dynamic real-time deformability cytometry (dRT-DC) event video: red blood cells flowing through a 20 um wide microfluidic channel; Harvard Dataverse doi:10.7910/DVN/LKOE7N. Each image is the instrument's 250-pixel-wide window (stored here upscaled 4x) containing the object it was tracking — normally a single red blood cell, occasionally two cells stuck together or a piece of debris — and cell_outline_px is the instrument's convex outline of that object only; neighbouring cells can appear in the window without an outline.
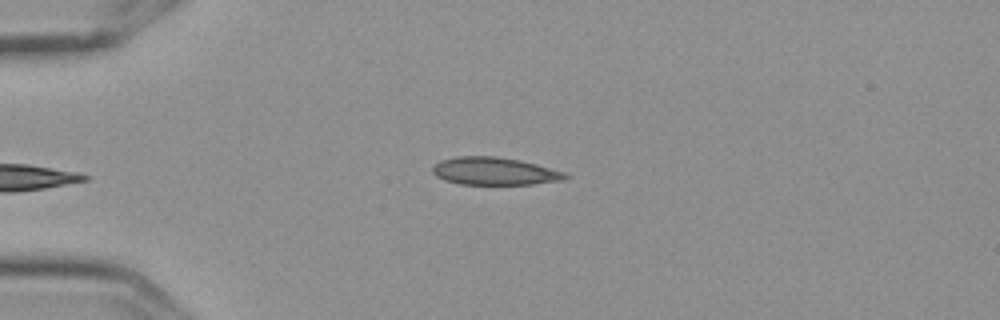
{"species": "Egyptian fruit bat (a non-hibernating species)", "species_latin": "Rousettus aegyptiacus", "temperature_condition": "cold", "stored_images_in_passage": 2, "camera_frame_rate_fps": 3000, "um_per_image_px": 0.085, "frame": {"image": 1, "passage_image": 2, "time_ms": 0.333, "image_size_px": [1000, 320], "cell_outline_px": [[572, 176], [564, 180], [532, 184], [460, 184], [444, 180], [436, 176], [432, 172], [432, 168], [440, 160], [456, 156], [496, 156], [520, 160], [536, 164], [564, 172]], "centroid_in_image_um": [42.03, 14.55], "position_along_channel_um": 43.0, "area_um2": 21.44}}